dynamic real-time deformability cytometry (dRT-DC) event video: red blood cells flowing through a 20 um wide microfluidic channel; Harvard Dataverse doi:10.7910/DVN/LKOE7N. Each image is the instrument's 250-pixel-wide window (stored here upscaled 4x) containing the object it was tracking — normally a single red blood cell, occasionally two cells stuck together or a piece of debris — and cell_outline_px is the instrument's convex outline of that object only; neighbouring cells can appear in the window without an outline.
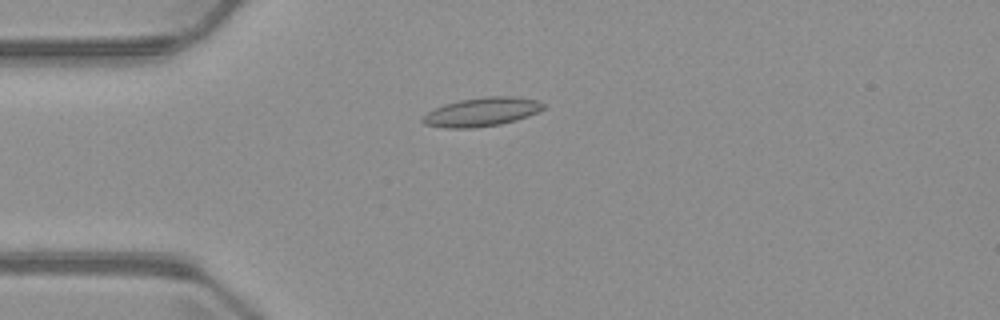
{"species": "common noctule bat (a hibernating species)", "species_latin": "Nyctalus noctula", "temperature_condition": "warm", "stored_images_in_passage": 6, "camera_frame_rate_fps": 3000, "um_per_image_px": 0.085, "animal": {"sex": "male", "body_mass_g": 23.1, "forearm_length_mm": 52.7}, "frame": {"image": 1, "passage_image": 4, "time_ms": 3.333, "image_size_px": [1000, 320], "cell_outline_px": [[544, 108], [528, 116], [516, 120], [500, 124], [472, 128], [444, 128], [424, 124], [420, 120], [428, 112], [444, 104], [460, 100], [484, 96], [512, 96], [536, 100], [544, 104]], "centroid_in_image_um": [40.93, 9.51], "position_along_channel_um": 44.1, "area_um2": 20.11}}
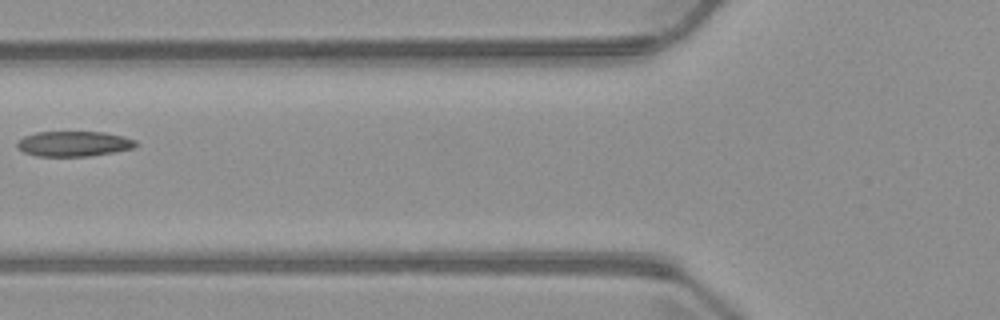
{"frame": {"image": 2, "passage_image": 6, "time_ms": 5.667, "image_size_px": [1000, 320], "cell_outline_px": [[136, 144], [132, 148], [116, 152], [88, 156], [36, 156], [24, 152], [16, 148], [16, 144], [24, 136], [36, 132], [104, 132], [124, 136], [136, 140]], "centroid_in_image_um": [6.26, 12.22], "position_along_channel_um": 119.5, "area_um2": 17.46}}